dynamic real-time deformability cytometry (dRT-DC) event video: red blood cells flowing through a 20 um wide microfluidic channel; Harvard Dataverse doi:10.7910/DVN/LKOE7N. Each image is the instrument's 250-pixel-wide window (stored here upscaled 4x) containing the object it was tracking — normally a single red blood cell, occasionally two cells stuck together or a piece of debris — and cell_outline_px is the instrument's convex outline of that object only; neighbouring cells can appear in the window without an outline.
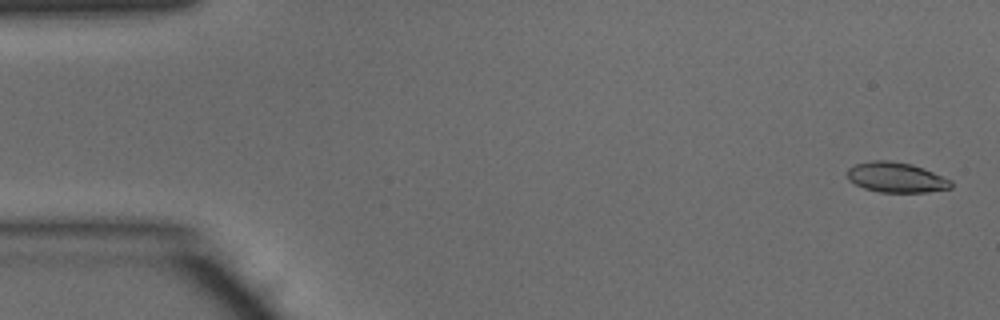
{"species": "common noctule bat (a hibernating species)", "species_latin": "Nyctalus noctula", "temperature_condition": "warm", "stored_images_in_passage": 49, "camera_frame_rate_fps": 3000, "um_per_image_px": 0.085, "animal": {"sex": "male", "body_mass_g": 15.6}, "frame": {"image": 1, "passage_image": 2, "time_ms": 0.333, "image_size_px": [1000, 320], "cell_outline_px": [[952, 188], [928, 192], [880, 192], [864, 188], [848, 180], [848, 168], [856, 164], [872, 160], [888, 160], [912, 164], [924, 168], [952, 180]], "centroid_in_image_um": [76.2, 15.07], "position_along_channel_um": 8.8, "area_um2": 18.26}}
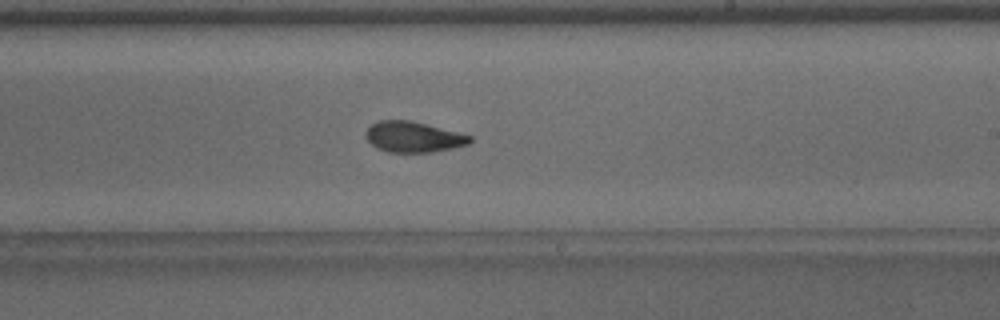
{"frame": {"image": 2, "passage_image": 29, "time_ms": 9.333, "image_size_px": [1000, 320], "cell_outline_px": [[472, 140], [468, 144], [452, 148], [432, 152], [388, 152], [376, 148], [364, 136], [368, 128], [372, 124], [380, 120], [408, 120], [472, 136]], "centroid_in_image_um": [35.1, 11.65], "position_along_channel_um": 253.9, "area_um2": 18.32}}
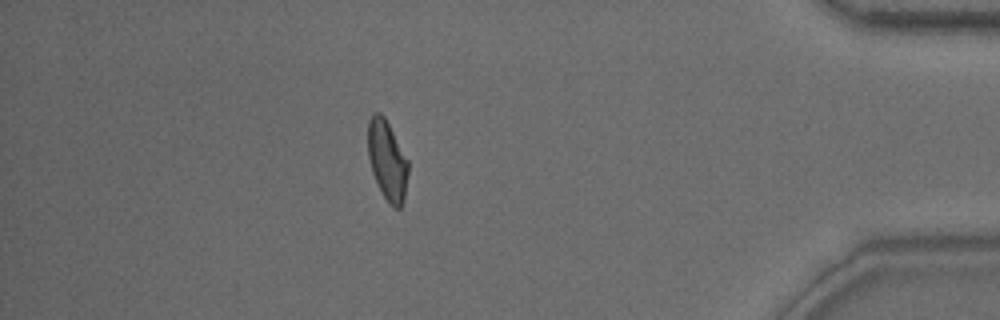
{"frame": {"image": 3, "passage_image": 43, "time_ms": 14.0, "image_size_px": [1000, 320], "cell_outline_px": [[408, 172], [404, 200], [400, 208], [392, 208], [388, 204], [372, 172], [368, 156], [368, 120], [376, 112], [380, 112], [384, 116], [408, 160]], "centroid_in_image_um": [32.92, 13.65], "position_along_channel_um": 402.3, "area_um2": 18.55}, "authors_computed_cell_mechanics": {"area_um2": 18.9006, "velocity_mm_per_s": 4.1429, "shape_relaxation_time_tau1_ms": 3.7637, "shape_relaxation_time_tau2_ms": 1.86, "deformation_change_tau1": 0.1615, "deformation_change_tau2": 0.0874}}